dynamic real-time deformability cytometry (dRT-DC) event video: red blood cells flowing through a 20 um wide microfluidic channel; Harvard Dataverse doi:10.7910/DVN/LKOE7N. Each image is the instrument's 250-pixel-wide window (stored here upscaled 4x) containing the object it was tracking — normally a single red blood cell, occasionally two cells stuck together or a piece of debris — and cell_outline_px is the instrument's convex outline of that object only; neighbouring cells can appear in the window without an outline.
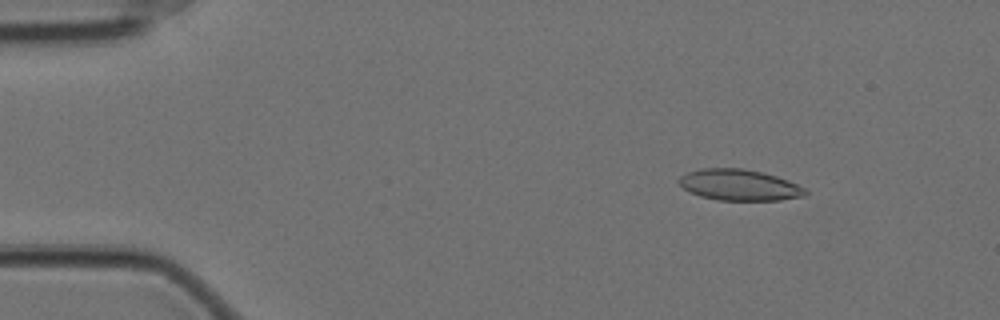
{"species": "Egyptian fruit bat (a non-hibernating species)", "species_latin": "Rousettus aegyptiacus", "temperature_condition": "cold", "stored_images_in_passage": 57, "camera_frame_rate_fps": 3000, "um_per_image_px": 0.085, "animal": {"sex": "female"}, "frame": {"image": 1, "passage_image": 7, "time_ms": 2.0, "image_size_px": [1000, 320], "cell_outline_px": [[808, 192], [804, 196], [780, 200], [716, 200], [700, 196], [684, 188], [676, 180], [680, 176], [688, 172], [700, 168], [744, 168], [764, 172], [788, 180], [808, 188]], "centroid_in_image_um": [62.87, 15.71], "position_along_channel_um": 22.1, "area_um2": 23.12}}
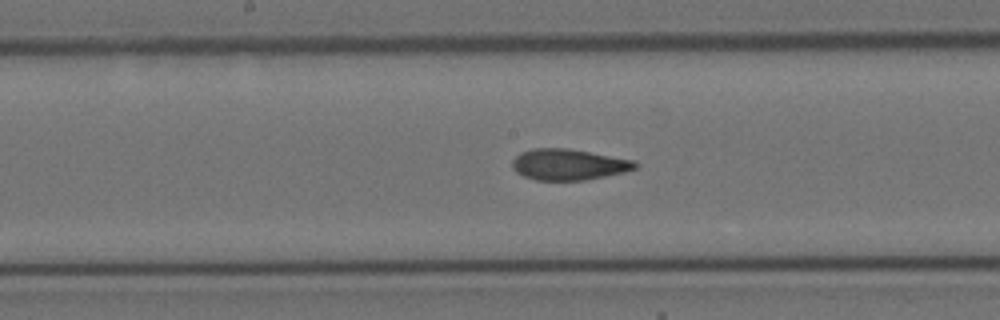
{"frame": {"image": 2, "passage_image": 29, "time_ms": 9.333, "image_size_px": [1000, 320], "cell_outline_px": [[640, 164], [636, 168], [624, 172], [584, 180], [536, 180], [524, 176], [516, 172], [512, 168], [512, 160], [520, 152], [532, 148], [568, 148], [636, 160]], "centroid_in_image_um": [48.33, 13.97], "position_along_channel_um": 199.9, "area_um2": 22.37}}
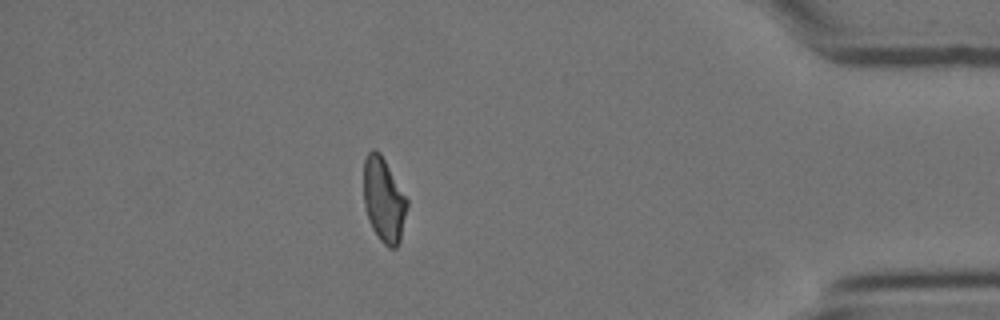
{"frame": {"image": 3, "passage_image": 50, "time_ms": 16.333, "image_size_px": [1000, 320], "cell_outline_px": [[408, 204], [400, 240], [396, 248], [388, 248], [380, 240], [372, 228], [368, 220], [364, 204], [364, 160], [368, 152], [372, 148], [376, 148], [380, 152], [408, 200]], "centroid_in_image_um": [32.61, 16.98], "position_along_channel_um": 402.6, "area_um2": 21.39}, "authors_computed_cell_mechanics": {"area_um2": 22.4264, "velocity_mm_per_s": 3.496, "shape_relaxation_time_tau1_ms": null, "shape_relaxation_time_tau2_ms": 2.3352, "deformation_change_tau1": null, "deformation_change_tau2": 0.0907}}